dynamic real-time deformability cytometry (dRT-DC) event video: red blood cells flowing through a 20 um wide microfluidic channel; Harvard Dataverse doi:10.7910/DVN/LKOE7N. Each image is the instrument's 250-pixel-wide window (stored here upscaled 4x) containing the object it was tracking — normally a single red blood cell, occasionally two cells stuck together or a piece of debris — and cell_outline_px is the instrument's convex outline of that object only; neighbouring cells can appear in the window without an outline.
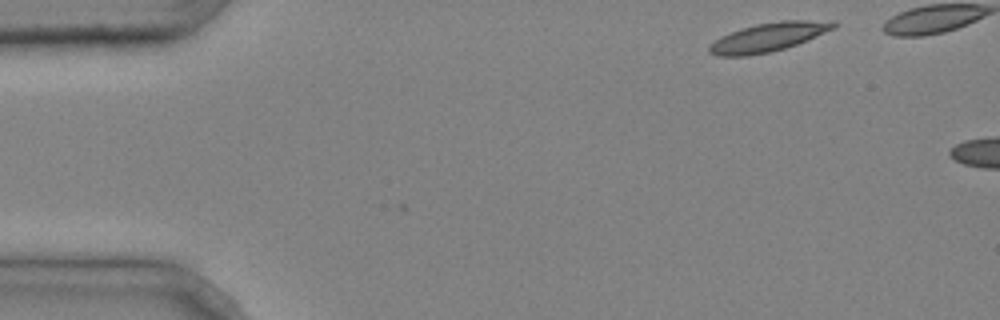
{"species": "common noctule bat (a hibernating species)", "species_latin": "Nyctalus noctula", "temperature_condition": "cold", "stored_images_in_passage": 2, "camera_frame_rate_fps": 3000, "um_per_image_px": 0.085, "animal": {"sex": "male", "body_mass_g": 20.4}, "frame": {"image": 1, "passage_image": 2, "time_ms": 0.333, "image_size_px": [1000, 320], "cell_outline_px": [[836, 28], [796, 44], [772, 52], [748, 56], [716, 56], [708, 52], [708, 44], [720, 36], [740, 28], [756, 24], [780, 20], [836, 20]], "centroid_in_image_um": [65.29, 3.15], "position_along_channel_um": 19.7, "area_um2": 21.15}}